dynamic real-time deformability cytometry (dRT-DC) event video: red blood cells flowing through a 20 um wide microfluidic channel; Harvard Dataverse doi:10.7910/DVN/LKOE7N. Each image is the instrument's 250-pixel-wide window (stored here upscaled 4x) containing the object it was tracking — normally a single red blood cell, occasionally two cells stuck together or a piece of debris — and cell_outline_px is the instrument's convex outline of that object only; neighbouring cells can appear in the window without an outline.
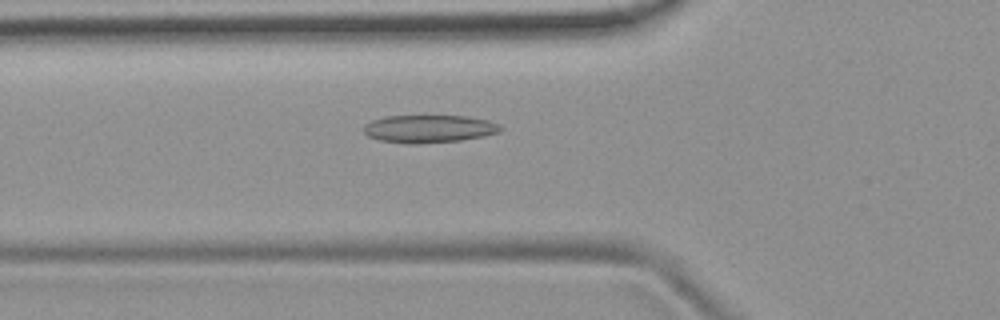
{"species": "common noctule bat (a hibernating species)", "species_latin": "Nyctalus noctula", "temperature_condition": "room temperature", "stored_images_in_passage": 51, "camera_frame_rate_fps": 3000, "um_per_image_px": 0.085, "animal": {"sex": "female", "body_mass_g": 19.9}, "frame": {"image": 1, "passage_image": 17, "time_ms": 5.333, "image_size_px": [1000, 320], "cell_outline_px": [[500, 132], [484, 136], [460, 140], [416, 144], [404, 144], [380, 140], [368, 136], [364, 132], [364, 124], [372, 120], [384, 116], [468, 116], [488, 120], [500, 124]], "centroid_in_image_um": [36.45, 10.95], "position_along_channel_um": 89.4, "area_um2": 22.2}}
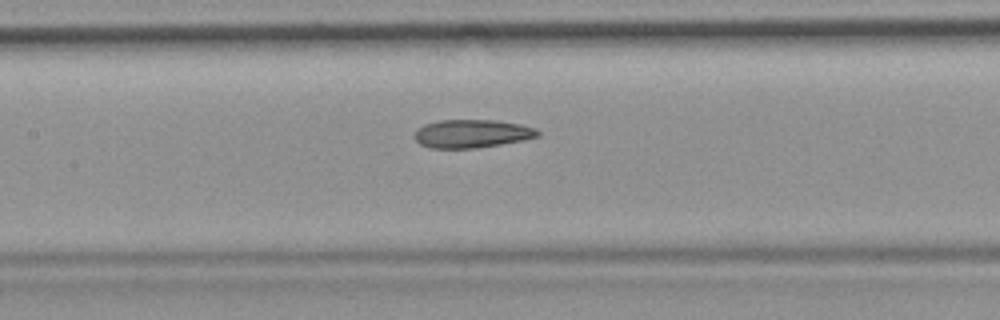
{"frame": {"image": 2, "passage_image": 23, "time_ms": 7.333, "image_size_px": [1000, 320], "cell_outline_px": [[540, 136], [524, 140], [476, 148], [428, 148], [420, 144], [416, 140], [416, 128], [424, 124], [440, 120], [496, 120], [520, 124], [536, 128], [540, 132]], "centroid_in_image_um": [40.13, 11.36], "position_along_channel_um": 167.3, "area_um2": 20.35}}
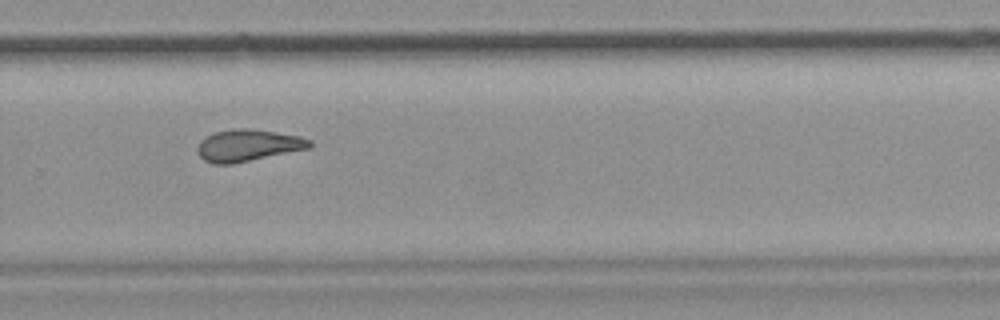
{"frame": {"image": 3, "passage_image": 34, "time_ms": 11.0, "image_size_px": [1000, 320], "cell_outline_px": [[312, 144], [308, 148], [232, 164], [212, 164], [204, 160], [196, 152], [196, 148], [200, 140], [204, 136], [216, 132], [236, 128], [252, 128], [300, 136], [312, 140]], "centroid_in_image_um": [21.03, 12.35], "position_along_channel_um": 308.8, "area_um2": 20.87}}